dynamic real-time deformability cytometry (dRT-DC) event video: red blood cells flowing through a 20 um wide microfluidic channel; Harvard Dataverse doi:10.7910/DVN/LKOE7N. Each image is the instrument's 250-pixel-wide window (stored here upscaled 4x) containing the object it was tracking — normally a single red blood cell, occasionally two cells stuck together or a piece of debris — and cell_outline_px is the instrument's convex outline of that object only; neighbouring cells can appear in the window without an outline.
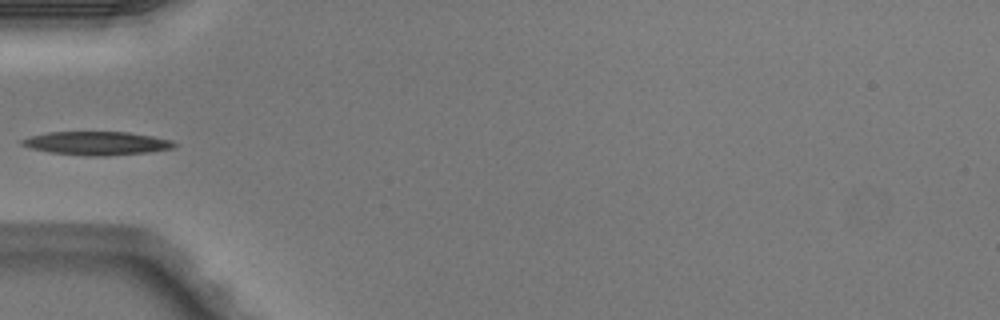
{"species": "Egyptian fruit bat (a non-hibernating species)", "species_latin": "Rousettus aegyptiacus", "temperature_condition": "warm", "stored_images_in_passage": 5, "camera_frame_rate_fps": 3000, "um_per_image_px": 0.085, "animal": {"sex": "male"}, "frame": {"image": 1, "passage_image": 4, "time_ms": 1.0, "image_size_px": [1000, 320], "cell_outline_px": [[176, 148], [148, 152], [104, 156], [88, 156], [52, 152], [32, 148], [20, 144], [20, 140], [32, 136], [48, 132], [128, 132], [152, 136], [172, 140], [176, 144]], "centroid_in_image_um": [8.27, 12.17], "position_along_channel_um": 76.7, "area_um2": 20.69}}
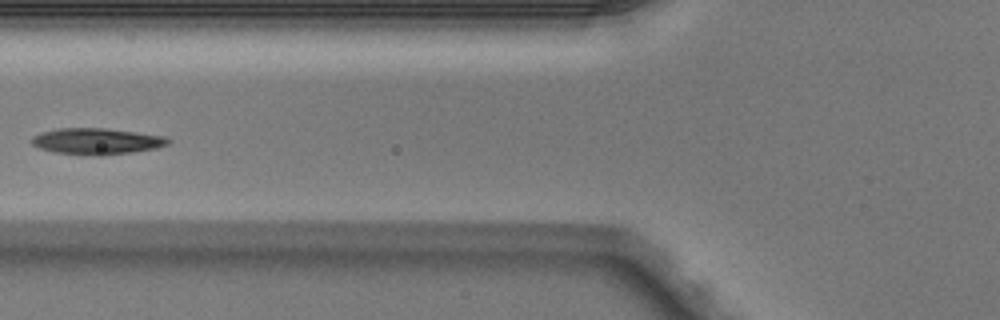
{"frame": {"image": 2, "passage_image": 5, "time_ms": 1.333, "image_size_px": [1000, 320], "cell_outline_px": [[172, 140], [168, 144], [156, 148], [132, 152], [100, 156], [96, 156], [56, 152], [40, 148], [32, 144], [28, 140], [32, 136], [40, 132], [56, 128], [104, 128], [136, 132], [164, 136]], "centroid_in_image_um": [8.18, 12.0], "position_along_channel_um": 117.6, "area_um2": 20.98}}